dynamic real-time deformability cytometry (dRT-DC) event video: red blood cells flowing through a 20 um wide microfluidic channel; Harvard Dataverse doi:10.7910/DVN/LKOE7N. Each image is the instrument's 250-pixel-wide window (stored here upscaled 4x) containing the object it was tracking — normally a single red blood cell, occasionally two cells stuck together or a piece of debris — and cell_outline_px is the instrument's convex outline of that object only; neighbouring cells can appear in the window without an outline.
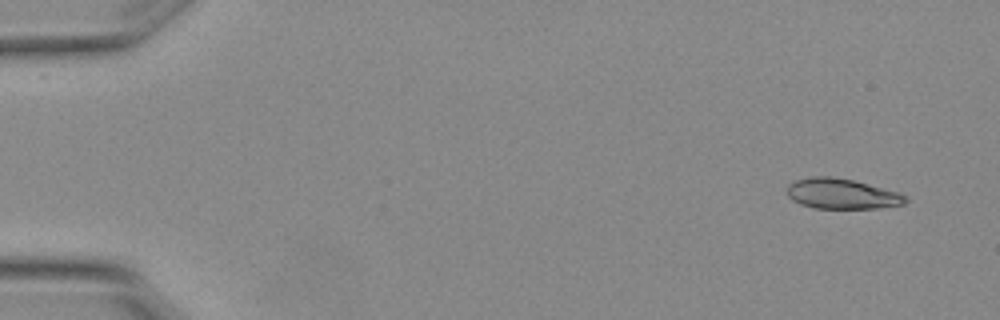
{"species": "Egyptian fruit bat (a non-hibernating species)", "species_latin": "Rousettus aegyptiacus", "temperature_condition": "warm", "stored_images_in_passage": 7, "camera_frame_rate_fps": 3000, "um_per_image_px": 0.085, "animal": {"sex": "female"}, "frame": {"image": 1, "passage_image": 1, "time_ms": 0.0, "image_size_px": [1000, 320], "cell_outline_px": [[908, 200], [904, 204], [876, 208], [816, 208], [800, 204], [792, 200], [784, 192], [788, 184], [796, 180], [812, 176], [832, 176], [852, 180], [900, 192], [908, 196]], "centroid_in_image_um": [71.53, 16.47], "position_along_channel_um": 13.5, "area_um2": 21.1}}
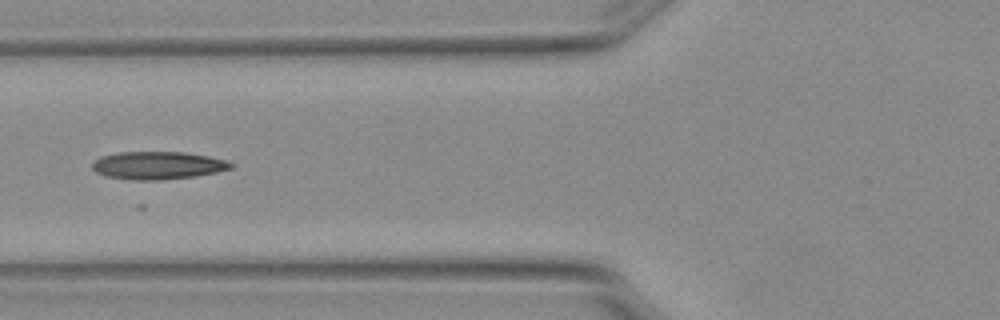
{"frame": {"image": 2, "passage_image": 6, "time_ms": 1.667, "image_size_px": [1000, 320], "cell_outline_px": [[232, 168], [216, 172], [196, 176], [160, 180], [132, 180], [104, 176], [96, 172], [92, 168], [92, 164], [100, 156], [120, 152], [184, 152], [208, 156], [224, 160], [232, 164]], "centroid_in_image_um": [13.37, 14.06], "position_along_channel_um": 112.4, "area_um2": 22.37}}
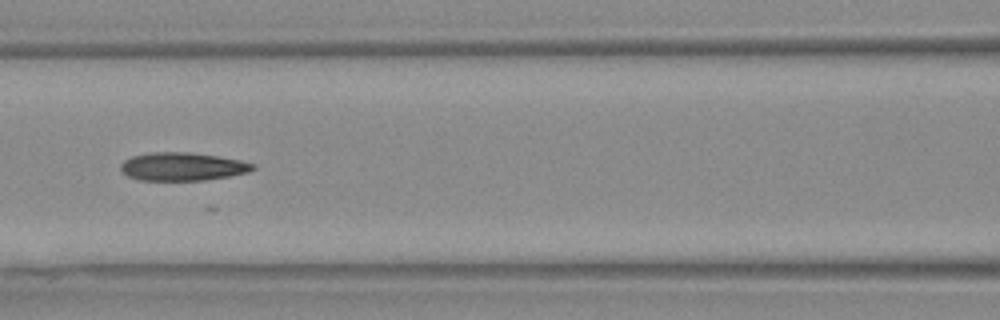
{"frame": {"image": 3, "passage_image": 7, "time_ms": 2.0, "image_size_px": [1000, 320], "cell_outline_px": [[256, 168], [248, 172], [228, 176], [204, 180], [140, 180], [128, 176], [120, 168], [120, 164], [124, 160], [132, 156], [152, 152], [188, 152], [216, 156], [240, 160], [256, 164]], "centroid_in_image_um": [15.51, 14.15], "position_along_channel_um": 151.1, "area_um2": 21.56}}